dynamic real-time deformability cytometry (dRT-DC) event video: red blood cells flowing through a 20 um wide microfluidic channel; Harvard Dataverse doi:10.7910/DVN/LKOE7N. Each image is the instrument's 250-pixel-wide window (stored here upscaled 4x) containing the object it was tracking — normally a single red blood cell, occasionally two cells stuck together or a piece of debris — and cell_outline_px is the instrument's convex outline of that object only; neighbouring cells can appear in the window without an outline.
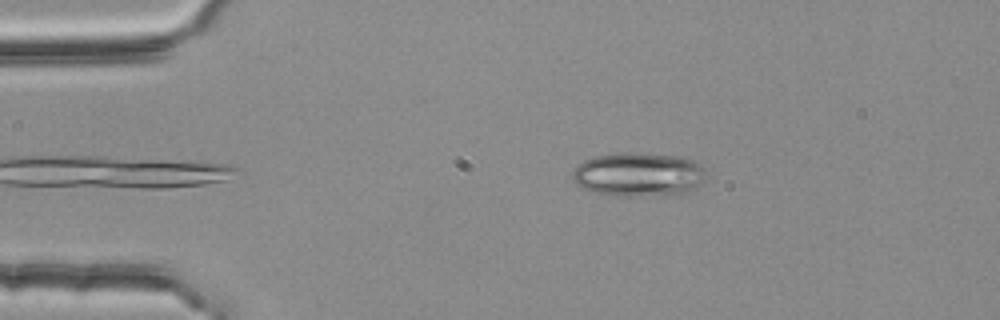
{"species": "common noctule bat (a hibernating species)", "species_latin": "Nyctalus noctula", "temperature_condition": "room temperature", "stored_images_in_passage": 39, "camera_frame_rate_fps": 3000, "um_per_image_px": 0.085, "animal": {"sex": "female", "body_mass_g": 25.1}, "frame": {"image": 1, "passage_image": 2, "time_ms": 0.333, "image_size_px": [1000, 320], "cell_outline_px": [[704, 180], [692, 192], [640, 196], [624, 196], [596, 192], [584, 188], [576, 184], [572, 180], [572, 172], [576, 164], [584, 160], [596, 156], [620, 152], [632, 152], [688, 156], [696, 160], [704, 168]], "centroid_in_image_um": [54.3, 14.8], "position_along_channel_um": 30.7, "area_um2": 34.68}}
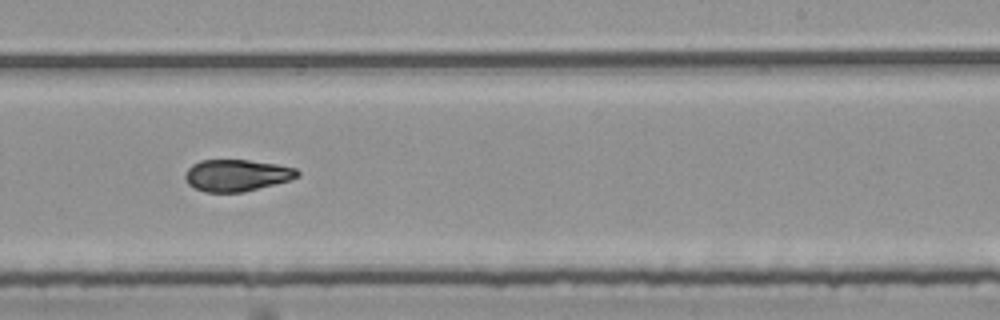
{"frame": {"image": 2, "passage_image": 25, "time_ms": 8.0, "image_size_px": [1000, 320], "cell_outline_px": [[300, 176], [292, 180], [244, 192], [204, 192], [188, 184], [184, 176], [188, 168], [192, 164], [200, 160], [248, 160], [276, 164], [296, 168], [300, 172]], "centroid_in_image_um": [20.15, 14.9], "position_along_channel_um": 268.9, "area_um2": 20.92}}
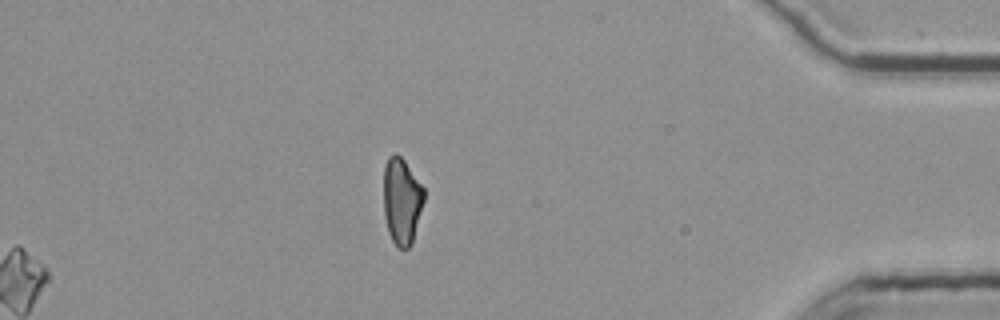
{"frame": {"image": 3, "passage_image": 39, "time_ms": 12.667, "image_size_px": [1000, 320], "cell_outline_px": [[424, 200], [412, 244], [408, 248], [396, 248], [388, 232], [384, 216], [384, 164], [388, 156], [396, 152], [404, 160], [424, 188]], "centroid_in_image_um": [34.14, 17.08], "position_along_channel_um": 401.1, "area_um2": 20.52}, "authors_computed_cell_mechanics": {"area_um2": 21.5016, "velocity_mm_per_s": 3.7796, "shape_relaxation_time_tau1_ms": 5.4369, "shape_relaxation_time_tau2_ms": 3.0513, "deformation_change_tau1": 0.1824, "deformation_change_tau2": 0.0951}}